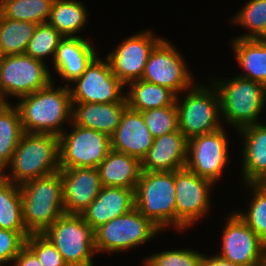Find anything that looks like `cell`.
Listing matches in <instances>:
<instances>
[{"mask_svg":"<svg viewBox=\"0 0 266 266\" xmlns=\"http://www.w3.org/2000/svg\"><path fill=\"white\" fill-rule=\"evenodd\" d=\"M53 83L20 97L18 104L15 103L24 132L59 137L64 131L62 124L67 121L72 123V100L68 84L55 89Z\"/></svg>","mask_w":266,"mask_h":266,"instance_id":"obj_1","label":"cell"},{"mask_svg":"<svg viewBox=\"0 0 266 266\" xmlns=\"http://www.w3.org/2000/svg\"><path fill=\"white\" fill-rule=\"evenodd\" d=\"M7 167L0 175L16 185L57 173L59 137L53 134L24 132Z\"/></svg>","mask_w":266,"mask_h":266,"instance_id":"obj_2","label":"cell"},{"mask_svg":"<svg viewBox=\"0 0 266 266\" xmlns=\"http://www.w3.org/2000/svg\"><path fill=\"white\" fill-rule=\"evenodd\" d=\"M23 222L29 234H43L65 214L63 183L59 171L19 186Z\"/></svg>","mask_w":266,"mask_h":266,"instance_id":"obj_3","label":"cell"},{"mask_svg":"<svg viewBox=\"0 0 266 266\" xmlns=\"http://www.w3.org/2000/svg\"><path fill=\"white\" fill-rule=\"evenodd\" d=\"M211 82V86L218 90L224 121L237 131L259 123L258 118L265 106L266 87L263 84L240 76Z\"/></svg>","mask_w":266,"mask_h":266,"instance_id":"obj_4","label":"cell"},{"mask_svg":"<svg viewBox=\"0 0 266 266\" xmlns=\"http://www.w3.org/2000/svg\"><path fill=\"white\" fill-rule=\"evenodd\" d=\"M175 171H141L135 207L158 228L176 229Z\"/></svg>","mask_w":266,"mask_h":266,"instance_id":"obj_5","label":"cell"},{"mask_svg":"<svg viewBox=\"0 0 266 266\" xmlns=\"http://www.w3.org/2000/svg\"><path fill=\"white\" fill-rule=\"evenodd\" d=\"M186 92L182 101L177 96L176 108L179 130L188 139L223 128L220 96L214 85L208 88L194 84Z\"/></svg>","mask_w":266,"mask_h":266,"instance_id":"obj_6","label":"cell"},{"mask_svg":"<svg viewBox=\"0 0 266 266\" xmlns=\"http://www.w3.org/2000/svg\"><path fill=\"white\" fill-rule=\"evenodd\" d=\"M62 255L68 266H94V230L81 215L64 214L43 234Z\"/></svg>","mask_w":266,"mask_h":266,"instance_id":"obj_7","label":"cell"},{"mask_svg":"<svg viewBox=\"0 0 266 266\" xmlns=\"http://www.w3.org/2000/svg\"><path fill=\"white\" fill-rule=\"evenodd\" d=\"M161 231L135 207L94 230L96 253H119L141 246Z\"/></svg>","mask_w":266,"mask_h":266,"instance_id":"obj_8","label":"cell"},{"mask_svg":"<svg viewBox=\"0 0 266 266\" xmlns=\"http://www.w3.org/2000/svg\"><path fill=\"white\" fill-rule=\"evenodd\" d=\"M48 68L46 63L26 54L2 56L0 103H8V96L20 98L47 87L54 80Z\"/></svg>","mask_w":266,"mask_h":266,"instance_id":"obj_9","label":"cell"},{"mask_svg":"<svg viewBox=\"0 0 266 266\" xmlns=\"http://www.w3.org/2000/svg\"><path fill=\"white\" fill-rule=\"evenodd\" d=\"M73 129L59 136L60 168H97L111 150L110 137L71 123Z\"/></svg>","mask_w":266,"mask_h":266,"instance_id":"obj_10","label":"cell"},{"mask_svg":"<svg viewBox=\"0 0 266 266\" xmlns=\"http://www.w3.org/2000/svg\"><path fill=\"white\" fill-rule=\"evenodd\" d=\"M192 77L182 54L163 38L151 51L141 79L168 88L179 96L196 83Z\"/></svg>","mask_w":266,"mask_h":266,"instance_id":"obj_11","label":"cell"},{"mask_svg":"<svg viewBox=\"0 0 266 266\" xmlns=\"http://www.w3.org/2000/svg\"><path fill=\"white\" fill-rule=\"evenodd\" d=\"M101 59L97 55L86 67L83 74L69 83L72 103H114L125 98L122 91L125 86L112 72L107 58Z\"/></svg>","mask_w":266,"mask_h":266,"instance_id":"obj_12","label":"cell"},{"mask_svg":"<svg viewBox=\"0 0 266 266\" xmlns=\"http://www.w3.org/2000/svg\"><path fill=\"white\" fill-rule=\"evenodd\" d=\"M214 183L187 167L175 170L176 228L185 230L210 210V190Z\"/></svg>","mask_w":266,"mask_h":266,"instance_id":"obj_13","label":"cell"},{"mask_svg":"<svg viewBox=\"0 0 266 266\" xmlns=\"http://www.w3.org/2000/svg\"><path fill=\"white\" fill-rule=\"evenodd\" d=\"M224 127L188 140L186 167L215 184L221 179L229 160V140ZM229 161V162H228Z\"/></svg>","mask_w":266,"mask_h":266,"instance_id":"obj_14","label":"cell"},{"mask_svg":"<svg viewBox=\"0 0 266 266\" xmlns=\"http://www.w3.org/2000/svg\"><path fill=\"white\" fill-rule=\"evenodd\" d=\"M229 216L222 233V251L215 255L238 266H262L266 244L235 211Z\"/></svg>","mask_w":266,"mask_h":266,"instance_id":"obj_15","label":"cell"},{"mask_svg":"<svg viewBox=\"0 0 266 266\" xmlns=\"http://www.w3.org/2000/svg\"><path fill=\"white\" fill-rule=\"evenodd\" d=\"M151 31H141L124 39L107 55L114 75L126 86L143 76L149 55L162 40Z\"/></svg>","mask_w":266,"mask_h":266,"instance_id":"obj_16","label":"cell"},{"mask_svg":"<svg viewBox=\"0 0 266 266\" xmlns=\"http://www.w3.org/2000/svg\"><path fill=\"white\" fill-rule=\"evenodd\" d=\"M65 214L80 215L97 197L102 184L97 168H60Z\"/></svg>","mask_w":266,"mask_h":266,"instance_id":"obj_17","label":"cell"},{"mask_svg":"<svg viewBox=\"0 0 266 266\" xmlns=\"http://www.w3.org/2000/svg\"><path fill=\"white\" fill-rule=\"evenodd\" d=\"M110 141L112 150L131 155L141 162L152 147L154 138L146 127L142 113L127 107Z\"/></svg>","mask_w":266,"mask_h":266,"instance_id":"obj_18","label":"cell"},{"mask_svg":"<svg viewBox=\"0 0 266 266\" xmlns=\"http://www.w3.org/2000/svg\"><path fill=\"white\" fill-rule=\"evenodd\" d=\"M188 140L180 130L155 138L141 160V171H175L186 167Z\"/></svg>","mask_w":266,"mask_h":266,"instance_id":"obj_19","label":"cell"},{"mask_svg":"<svg viewBox=\"0 0 266 266\" xmlns=\"http://www.w3.org/2000/svg\"><path fill=\"white\" fill-rule=\"evenodd\" d=\"M135 208V191L122 187L102 186L95 200L80 214L95 230L102 224Z\"/></svg>","mask_w":266,"mask_h":266,"instance_id":"obj_20","label":"cell"},{"mask_svg":"<svg viewBox=\"0 0 266 266\" xmlns=\"http://www.w3.org/2000/svg\"><path fill=\"white\" fill-rule=\"evenodd\" d=\"M89 39L64 37L57 47L53 60L54 70L69 83L80 77L86 67L97 56L93 44Z\"/></svg>","mask_w":266,"mask_h":266,"instance_id":"obj_21","label":"cell"},{"mask_svg":"<svg viewBox=\"0 0 266 266\" xmlns=\"http://www.w3.org/2000/svg\"><path fill=\"white\" fill-rule=\"evenodd\" d=\"M237 132L244 137L241 155L244 183H266V125L259 122Z\"/></svg>","mask_w":266,"mask_h":266,"instance_id":"obj_22","label":"cell"},{"mask_svg":"<svg viewBox=\"0 0 266 266\" xmlns=\"http://www.w3.org/2000/svg\"><path fill=\"white\" fill-rule=\"evenodd\" d=\"M127 107L126 97L114 103H72V123L111 137Z\"/></svg>","mask_w":266,"mask_h":266,"instance_id":"obj_23","label":"cell"},{"mask_svg":"<svg viewBox=\"0 0 266 266\" xmlns=\"http://www.w3.org/2000/svg\"><path fill=\"white\" fill-rule=\"evenodd\" d=\"M97 170L102 186L135 191L141 174V162L131 155L111 149Z\"/></svg>","mask_w":266,"mask_h":266,"instance_id":"obj_24","label":"cell"},{"mask_svg":"<svg viewBox=\"0 0 266 266\" xmlns=\"http://www.w3.org/2000/svg\"><path fill=\"white\" fill-rule=\"evenodd\" d=\"M230 43L244 74L238 76L266 87V39H238Z\"/></svg>","mask_w":266,"mask_h":266,"instance_id":"obj_25","label":"cell"},{"mask_svg":"<svg viewBox=\"0 0 266 266\" xmlns=\"http://www.w3.org/2000/svg\"><path fill=\"white\" fill-rule=\"evenodd\" d=\"M129 91L125 93L127 106L135 111L163 108L176 105L177 95L168 88L142 79L129 82Z\"/></svg>","mask_w":266,"mask_h":266,"instance_id":"obj_26","label":"cell"},{"mask_svg":"<svg viewBox=\"0 0 266 266\" xmlns=\"http://www.w3.org/2000/svg\"><path fill=\"white\" fill-rule=\"evenodd\" d=\"M88 16L81 1L54 0L47 23L63 37H77L76 34L84 28Z\"/></svg>","mask_w":266,"mask_h":266,"instance_id":"obj_27","label":"cell"},{"mask_svg":"<svg viewBox=\"0 0 266 266\" xmlns=\"http://www.w3.org/2000/svg\"><path fill=\"white\" fill-rule=\"evenodd\" d=\"M0 229L19 232L25 239L30 235L23 222L22 197L19 185L0 175Z\"/></svg>","mask_w":266,"mask_h":266,"instance_id":"obj_28","label":"cell"},{"mask_svg":"<svg viewBox=\"0 0 266 266\" xmlns=\"http://www.w3.org/2000/svg\"><path fill=\"white\" fill-rule=\"evenodd\" d=\"M23 133L17 107L9 102L0 103V173L12 160Z\"/></svg>","mask_w":266,"mask_h":266,"instance_id":"obj_29","label":"cell"},{"mask_svg":"<svg viewBox=\"0 0 266 266\" xmlns=\"http://www.w3.org/2000/svg\"><path fill=\"white\" fill-rule=\"evenodd\" d=\"M37 24L17 21L0 14V52L2 56L25 54Z\"/></svg>","mask_w":266,"mask_h":266,"instance_id":"obj_30","label":"cell"},{"mask_svg":"<svg viewBox=\"0 0 266 266\" xmlns=\"http://www.w3.org/2000/svg\"><path fill=\"white\" fill-rule=\"evenodd\" d=\"M54 0H0L3 17L44 24L48 22Z\"/></svg>","mask_w":266,"mask_h":266,"instance_id":"obj_31","label":"cell"},{"mask_svg":"<svg viewBox=\"0 0 266 266\" xmlns=\"http://www.w3.org/2000/svg\"><path fill=\"white\" fill-rule=\"evenodd\" d=\"M232 21L250 30L238 39H266V0H248Z\"/></svg>","mask_w":266,"mask_h":266,"instance_id":"obj_32","label":"cell"},{"mask_svg":"<svg viewBox=\"0 0 266 266\" xmlns=\"http://www.w3.org/2000/svg\"><path fill=\"white\" fill-rule=\"evenodd\" d=\"M252 196L249 209L236 213L266 244V183H247Z\"/></svg>","mask_w":266,"mask_h":266,"instance_id":"obj_33","label":"cell"},{"mask_svg":"<svg viewBox=\"0 0 266 266\" xmlns=\"http://www.w3.org/2000/svg\"><path fill=\"white\" fill-rule=\"evenodd\" d=\"M64 37L48 23L38 24L30 39L25 54L45 63V57L54 60L57 47Z\"/></svg>","mask_w":266,"mask_h":266,"instance_id":"obj_34","label":"cell"},{"mask_svg":"<svg viewBox=\"0 0 266 266\" xmlns=\"http://www.w3.org/2000/svg\"><path fill=\"white\" fill-rule=\"evenodd\" d=\"M141 113L146 127L149 129L154 139L166 133L179 130L176 105L148 109Z\"/></svg>","mask_w":266,"mask_h":266,"instance_id":"obj_35","label":"cell"},{"mask_svg":"<svg viewBox=\"0 0 266 266\" xmlns=\"http://www.w3.org/2000/svg\"><path fill=\"white\" fill-rule=\"evenodd\" d=\"M205 254L194 249H174L152 254L145 258L151 266H200Z\"/></svg>","mask_w":266,"mask_h":266,"instance_id":"obj_36","label":"cell"},{"mask_svg":"<svg viewBox=\"0 0 266 266\" xmlns=\"http://www.w3.org/2000/svg\"><path fill=\"white\" fill-rule=\"evenodd\" d=\"M25 245L37 256L42 266H68L56 247L42 234H30Z\"/></svg>","mask_w":266,"mask_h":266,"instance_id":"obj_37","label":"cell"},{"mask_svg":"<svg viewBox=\"0 0 266 266\" xmlns=\"http://www.w3.org/2000/svg\"><path fill=\"white\" fill-rule=\"evenodd\" d=\"M25 242L26 239L19 232L0 229V266L12 263Z\"/></svg>","mask_w":266,"mask_h":266,"instance_id":"obj_38","label":"cell"},{"mask_svg":"<svg viewBox=\"0 0 266 266\" xmlns=\"http://www.w3.org/2000/svg\"><path fill=\"white\" fill-rule=\"evenodd\" d=\"M12 266H42L37 256L25 245L14 258Z\"/></svg>","mask_w":266,"mask_h":266,"instance_id":"obj_39","label":"cell"},{"mask_svg":"<svg viewBox=\"0 0 266 266\" xmlns=\"http://www.w3.org/2000/svg\"><path fill=\"white\" fill-rule=\"evenodd\" d=\"M200 266H238L219 258L217 255L207 257L205 255Z\"/></svg>","mask_w":266,"mask_h":266,"instance_id":"obj_40","label":"cell"},{"mask_svg":"<svg viewBox=\"0 0 266 266\" xmlns=\"http://www.w3.org/2000/svg\"><path fill=\"white\" fill-rule=\"evenodd\" d=\"M143 266H151L146 260H143Z\"/></svg>","mask_w":266,"mask_h":266,"instance_id":"obj_41","label":"cell"}]
</instances>
